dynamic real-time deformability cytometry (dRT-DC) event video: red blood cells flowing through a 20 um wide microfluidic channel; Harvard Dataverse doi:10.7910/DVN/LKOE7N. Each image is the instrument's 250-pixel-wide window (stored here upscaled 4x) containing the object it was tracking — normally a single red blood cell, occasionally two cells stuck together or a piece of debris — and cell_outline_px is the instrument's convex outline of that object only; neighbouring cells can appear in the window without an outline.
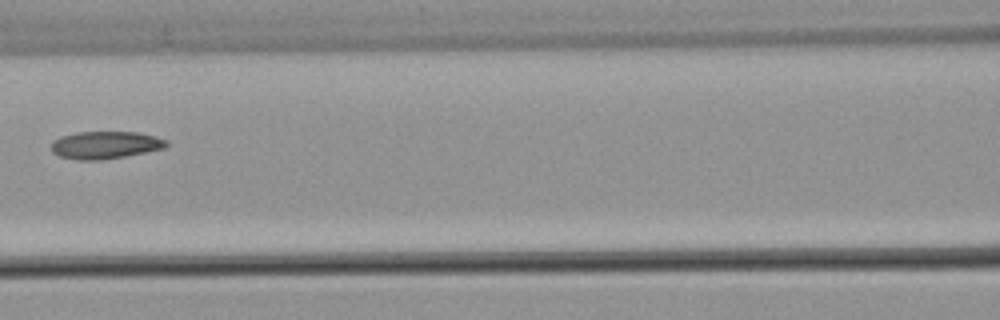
{"species": "common noctule bat (a hibernating species)", "species_latin": "Nyctalus noctula", "temperature_condition": "warm", "stored_images_in_passage": 7, "camera_frame_rate_fps": 3000, "um_per_image_px": 0.085, "animal": {"sex": "male", "body_mass_g": 21.5, "forearm_length_mm": 52.0}, "frame": {"image": 1, "passage_image": 6, "time_ms": 1.667, "image_size_px": [1000, 320], "cell_outline_px": [[168, 144], [164, 148], [124, 156], [100, 160], [76, 160], [60, 156], [52, 152], [52, 140], [60, 136], [76, 132], [140, 132], [156, 136], [168, 140]], "centroid_in_image_um": [8.94, 12.31], "position_along_channel_um": 157.7, "area_um2": 18.5}}